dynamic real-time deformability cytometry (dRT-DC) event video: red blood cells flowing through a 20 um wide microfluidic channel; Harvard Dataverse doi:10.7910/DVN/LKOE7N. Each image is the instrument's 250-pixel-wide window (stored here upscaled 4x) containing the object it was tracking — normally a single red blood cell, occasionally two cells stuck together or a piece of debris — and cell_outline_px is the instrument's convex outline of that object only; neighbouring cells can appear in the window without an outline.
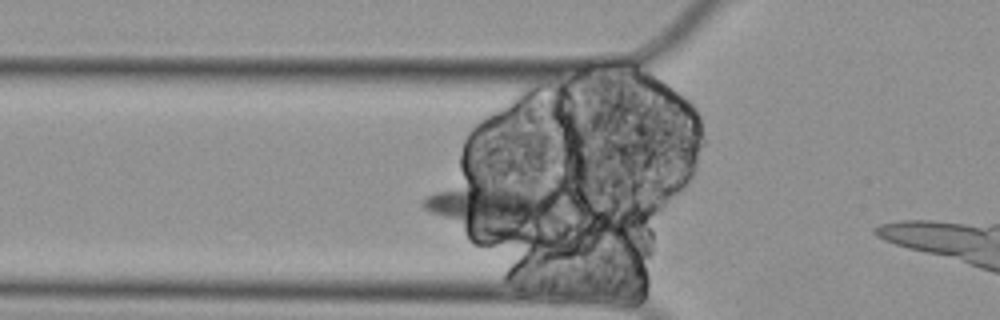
{"species": "Egyptian fruit bat (a non-hibernating species)", "species_latin": "Rousettus aegyptiacus", "temperature_condition": "cold", "stored_images_in_passage": 10, "camera_frame_rate_fps": 3000, "um_per_image_px": 0.085, "animal": {"sex": "female"}, "frame": {"image": 1, "passage_image": 5, "time_ms": 1.333, "image_size_px": [1000, 320], "cell_outline_px": [[572, 200], [568, 204], [508, 240], [504, 240], [492, 236], [440, 216], [424, 208], [420, 204], [428, 196], [436, 192], [456, 188], [504, 188], [556, 192]], "centroid_in_image_um": [42.1, 17.72], "position_along_channel_um": 83.7, "area_um2": 35.55}}
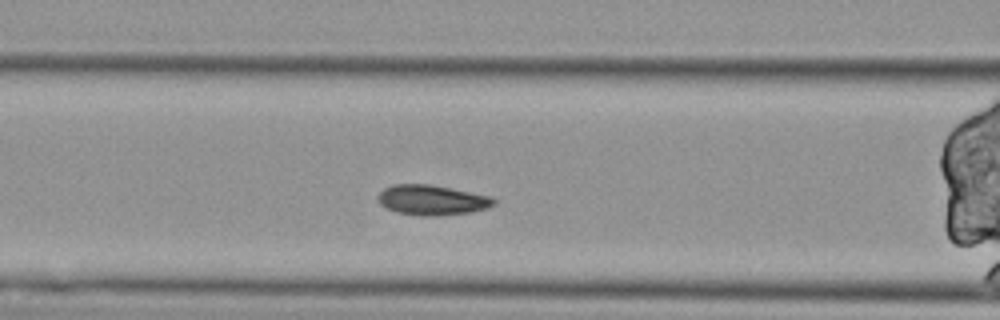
{"frame": {"image": 2, "passage_image": 9, "time_ms": 2.667, "image_size_px": [1000, 320], "cell_outline_px": [[496, 204], [488, 208], [472, 212], [436, 216], [420, 216], [396, 212], [380, 204], [380, 192], [384, 188], [392, 184], [428, 184], [492, 196], [496, 200]], "centroid_in_image_um": [36.77, 17.01], "position_along_channel_um": 129.8, "area_um2": 20.29}}